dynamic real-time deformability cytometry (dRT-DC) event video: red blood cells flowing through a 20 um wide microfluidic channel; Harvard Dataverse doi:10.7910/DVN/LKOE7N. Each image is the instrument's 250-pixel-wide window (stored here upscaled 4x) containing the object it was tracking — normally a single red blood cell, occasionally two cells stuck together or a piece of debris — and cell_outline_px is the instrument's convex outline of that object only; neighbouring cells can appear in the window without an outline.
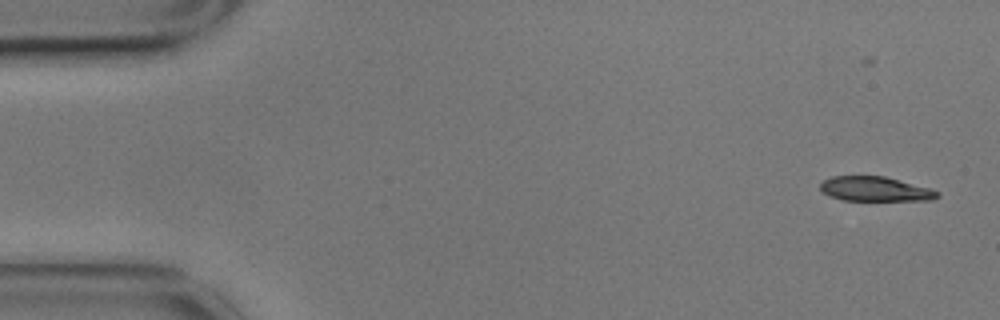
{"species": "common noctule bat (a hibernating species)", "species_latin": "Nyctalus noctula", "temperature_condition": "cold", "stored_images_in_passage": 56, "camera_frame_rate_fps": 3000, "um_per_image_px": 0.085, "animal": {"sex": "male", "body_mass_g": 17.9}, "frame": {"image": 1, "passage_image": 1, "time_ms": 0.0, "image_size_px": [1000, 320], "cell_outline_px": [[940, 196], [932, 200], [844, 200], [832, 196], [824, 192], [820, 188], [820, 184], [824, 180], [832, 176], [884, 176], [932, 188], [940, 192]], "centroid_in_image_um": [74.45, 16.06], "position_along_channel_um": 10.5, "area_um2": 16.7}}
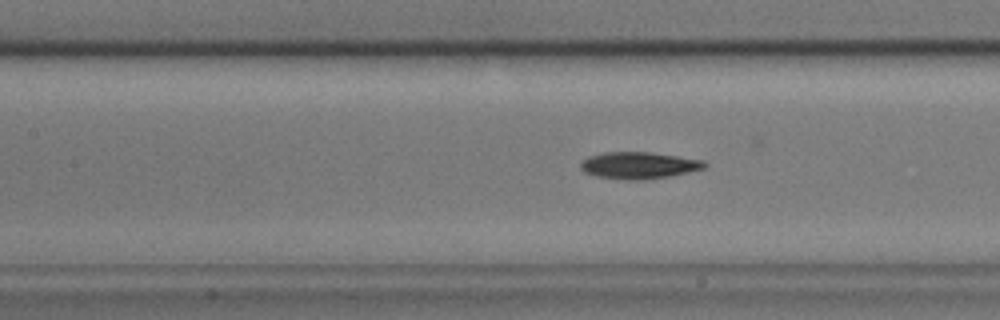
{"frame": {"image": 2, "passage_image": 23, "time_ms": 7.333, "image_size_px": [1000, 320], "cell_outline_px": [[708, 168], [672, 176], [644, 180], [624, 180], [596, 176], [584, 172], [580, 168], [580, 164], [588, 156], [604, 152], [648, 152], [704, 160], [708, 164]], "centroid_in_image_um": [54.34, 14.07], "position_along_channel_um": 153.1, "area_um2": 19.59}}
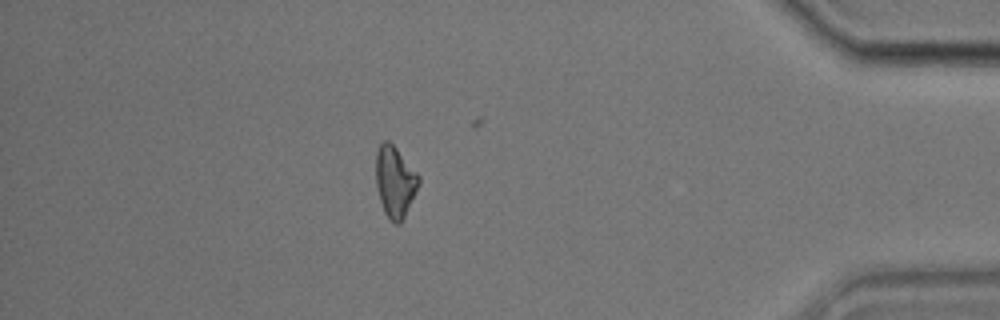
{"frame": {"image": 3, "passage_image": 48, "time_ms": 15.667, "image_size_px": [1000, 320], "cell_outline_px": [[420, 184], [400, 224], [396, 224], [388, 220], [384, 212], [380, 200], [376, 184], [376, 152], [380, 144], [384, 140], [388, 140], [396, 148], [420, 176]], "centroid_in_image_um": [33.57, 15.45], "position_along_channel_um": 401.6, "area_um2": 17.69}, "authors_computed_cell_mechanics": {"area_um2": 18.3515, "velocity_mm_per_s": 3.4932, "shape_relaxation_time_tau1_ms": 3.6398, "shape_relaxation_time_tau2_ms": 7.9255, "deformation_change_tau1": 0.1202, "deformation_change_tau2": 0.1564}}